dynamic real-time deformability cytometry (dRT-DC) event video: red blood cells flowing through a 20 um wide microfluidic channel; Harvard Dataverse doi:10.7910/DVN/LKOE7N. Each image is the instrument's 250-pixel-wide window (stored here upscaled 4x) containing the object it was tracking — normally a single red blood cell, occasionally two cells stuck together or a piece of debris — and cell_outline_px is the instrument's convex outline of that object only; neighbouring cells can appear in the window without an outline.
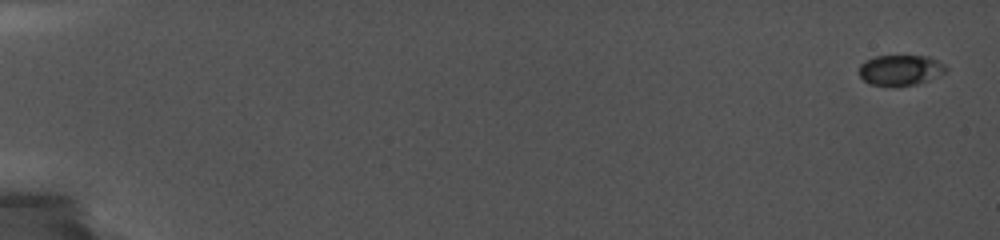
{"species": "common noctule bat (a hibernating species)", "species_latin": "Nyctalus noctula", "temperature_condition": "cold", "stored_images_in_passage": 9, "camera_frame_rate_fps": 5000, "um_per_image_px": 0.085, "animal": {"sex": "female", "body_mass_g": 19.0, "forearm_length_mm": 56.7}, "frame": {"image": 1, "passage_image": 1, "time_ms": 0.0, "image_size_px": [1000, 240], "cell_outline_px": [[948, 72], [928, 80], [916, 84], [892, 88], [872, 84], [864, 80], [860, 76], [860, 64], [864, 60], [876, 56], [928, 56], [944, 64], [948, 68]], "centroid_in_image_um": [76.55, 5.98], "position_along_channel_um": 8.5, "area_um2": 15.72}}
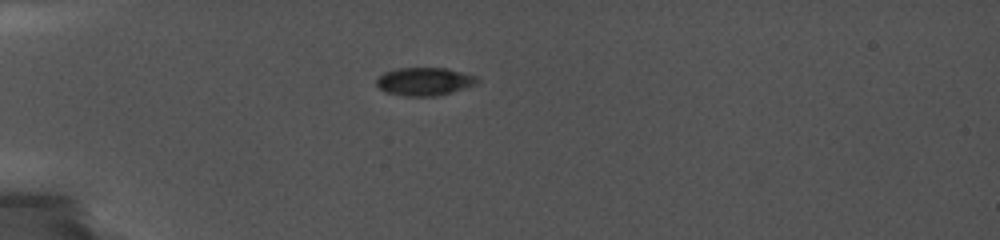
{"frame": {"image": 2, "passage_image": 6, "time_ms": 5.4, "image_size_px": [1000, 240], "cell_outline_px": [[480, 80], [476, 84], [464, 88], [436, 96], [404, 96], [384, 92], [376, 84], [376, 76], [384, 72], [396, 68], [448, 68], [476, 76]], "centroid_in_image_um": [36.03, 6.92], "position_along_channel_um": 49.0, "area_um2": 16.59}}